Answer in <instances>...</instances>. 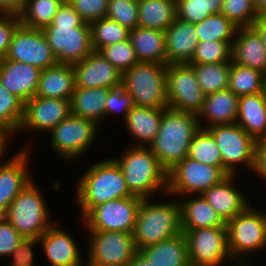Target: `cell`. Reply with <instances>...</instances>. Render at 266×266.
I'll return each instance as SVG.
<instances>
[{"mask_svg":"<svg viewBox=\"0 0 266 266\" xmlns=\"http://www.w3.org/2000/svg\"><path fill=\"white\" fill-rule=\"evenodd\" d=\"M77 202L82 218L93 208L107 201L126 197H138L128 189L119 165L113 159L94 163L79 178Z\"/></svg>","mask_w":266,"mask_h":266,"instance_id":"3957f363","label":"cell"},{"mask_svg":"<svg viewBox=\"0 0 266 266\" xmlns=\"http://www.w3.org/2000/svg\"><path fill=\"white\" fill-rule=\"evenodd\" d=\"M37 243H39V238L23 237L18 248L11 255L13 260L9 266H36L35 264L33 265L34 254L32 246H36Z\"/></svg>","mask_w":266,"mask_h":266,"instance_id":"f907efd6","label":"cell"},{"mask_svg":"<svg viewBox=\"0 0 266 266\" xmlns=\"http://www.w3.org/2000/svg\"><path fill=\"white\" fill-rule=\"evenodd\" d=\"M254 4L258 15L266 14V0H256Z\"/></svg>","mask_w":266,"mask_h":266,"instance_id":"6f0895ef","label":"cell"},{"mask_svg":"<svg viewBox=\"0 0 266 266\" xmlns=\"http://www.w3.org/2000/svg\"><path fill=\"white\" fill-rule=\"evenodd\" d=\"M143 198L126 197L93 207L82 220L89 231H124L132 233Z\"/></svg>","mask_w":266,"mask_h":266,"instance_id":"9a60e30c","label":"cell"},{"mask_svg":"<svg viewBox=\"0 0 266 266\" xmlns=\"http://www.w3.org/2000/svg\"><path fill=\"white\" fill-rule=\"evenodd\" d=\"M224 0H176L177 18L197 24L211 14L221 13Z\"/></svg>","mask_w":266,"mask_h":266,"instance_id":"ab89813d","label":"cell"},{"mask_svg":"<svg viewBox=\"0 0 266 266\" xmlns=\"http://www.w3.org/2000/svg\"><path fill=\"white\" fill-rule=\"evenodd\" d=\"M133 106V98L123 89L122 86L110 89L106 99L104 117L112 112L122 111L124 112V120H126L127 114Z\"/></svg>","mask_w":266,"mask_h":266,"instance_id":"7dc6e473","label":"cell"},{"mask_svg":"<svg viewBox=\"0 0 266 266\" xmlns=\"http://www.w3.org/2000/svg\"><path fill=\"white\" fill-rule=\"evenodd\" d=\"M199 130L197 115L166 108L158 133L148 147L168 172L187 157L189 145Z\"/></svg>","mask_w":266,"mask_h":266,"instance_id":"7a4b0ae2","label":"cell"},{"mask_svg":"<svg viewBox=\"0 0 266 266\" xmlns=\"http://www.w3.org/2000/svg\"><path fill=\"white\" fill-rule=\"evenodd\" d=\"M41 70L35 66L0 58V82L24 103L37 92Z\"/></svg>","mask_w":266,"mask_h":266,"instance_id":"d6986e66","label":"cell"},{"mask_svg":"<svg viewBox=\"0 0 266 266\" xmlns=\"http://www.w3.org/2000/svg\"><path fill=\"white\" fill-rule=\"evenodd\" d=\"M236 123L256 141L266 139V91L239 96Z\"/></svg>","mask_w":266,"mask_h":266,"instance_id":"4316f807","label":"cell"},{"mask_svg":"<svg viewBox=\"0 0 266 266\" xmlns=\"http://www.w3.org/2000/svg\"><path fill=\"white\" fill-rule=\"evenodd\" d=\"M255 173L266 179V139L257 141ZM266 181V180H265Z\"/></svg>","mask_w":266,"mask_h":266,"instance_id":"816d5d0a","label":"cell"},{"mask_svg":"<svg viewBox=\"0 0 266 266\" xmlns=\"http://www.w3.org/2000/svg\"><path fill=\"white\" fill-rule=\"evenodd\" d=\"M126 266H154V265L140 251H138Z\"/></svg>","mask_w":266,"mask_h":266,"instance_id":"11a10c76","label":"cell"},{"mask_svg":"<svg viewBox=\"0 0 266 266\" xmlns=\"http://www.w3.org/2000/svg\"><path fill=\"white\" fill-rule=\"evenodd\" d=\"M238 104L239 97L229 89L206 95L202 109L197 115L200 128L204 125L200 123V118L201 120L205 119L206 123H210L208 126L204 125L202 129L236 123Z\"/></svg>","mask_w":266,"mask_h":266,"instance_id":"d4e9b609","label":"cell"},{"mask_svg":"<svg viewBox=\"0 0 266 266\" xmlns=\"http://www.w3.org/2000/svg\"><path fill=\"white\" fill-rule=\"evenodd\" d=\"M23 236L4 217L0 216V256H11Z\"/></svg>","mask_w":266,"mask_h":266,"instance_id":"c3c4849f","label":"cell"},{"mask_svg":"<svg viewBox=\"0 0 266 266\" xmlns=\"http://www.w3.org/2000/svg\"><path fill=\"white\" fill-rule=\"evenodd\" d=\"M176 18V0H138V26L165 31Z\"/></svg>","mask_w":266,"mask_h":266,"instance_id":"d6a6232c","label":"cell"},{"mask_svg":"<svg viewBox=\"0 0 266 266\" xmlns=\"http://www.w3.org/2000/svg\"><path fill=\"white\" fill-rule=\"evenodd\" d=\"M33 182L17 195L3 216L23 237L39 238L53 223L42 193Z\"/></svg>","mask_w":266,"mask_h":266,"instance_id":"52a82bcc","label":"cell"},{"mask_svg":"<svg viewBox=\"0 0 266 266\" xmlns=\"http://www.w3.org/2000/svg\"><path fill=\"white\" fill-rule=\"evenodd\" d=\"M166 108H149L134 105L128 112L125 124L131 137H136L134 146L147 147L156 137L161 118ZM146 144V145H145Z\"/></svg>","mask_w":266,"mask_h":266,"instance_id":"83f0119b","label":"cell"},{"mask_svg":"<svg viewBox=\"0 0 266 266\" xmlns=\"http://www.w3.org/2000/svg\"><path fill=\"white\" fill-rule=\"evenodd\" d=\"M154 266H191L184 233L139 250Z\"/></svg>","mask_w":266,"mask_h":266,"instance_id":"f546056e","label":"cell"},{"mask_svg":"<svg viewBox=\"0 0 266 266\" xmlns=\"http://www.w3.org/2000/svg\"><path fill=\"white\" fill-rule=\"evenodd\" d=\"M42 31L58 63H77L93 51L90 25L67 0L59 7L51 24Z\"/></svg>","mask_w":266,"mask_h":266,"instance_id":"6da1fadb","label":"cell"},{"mask_svg":"<svg viewBox=\"0 0 266 266\" xmlns=\"http://www.w3.org/2000/svg\"><path fill=\"white\" fill-rule=\"evenodd\" d=\"M8 135H10V133L0 126V157L3 156L4 151L6 150Z\"/></svg>","mask_w":266,"mask_h":266,"instance_id":"9f6ffc18","label":"cell"},{"mask_svg":"<svg viewBox=\"0 0 266 266\" xmlns=\"http://www.w3.org/2000/svg\"><path fill=\"white\" fill-rule=\"evenodd\" d=\"M229 252L234 261L266 247V214L250 205L226 223ZM241 256V257H240ZM236 259V260H235Z\"/></svg>","mask_w":266,"mask_h":266,"instance_id":"30bf717a","label":"cell"},{"mask_svg":"<svg viewBox=\"0 0 266 266\" xmlns=\"http://www.w3.org/2000/svg\"><path fill=\"white\" fill-rule=\"evenodd\" d=\"M4 58L32 65L40 70L58 63L43 31L21 24L14 31Z\"/></svg>","mask_w":266,"mask_h":266,"instance_id":"2e32d148","label":"cell"},{"mask_svg":"<svg viewBox=\"0 0 266 266\" xmlns=\"http://www.w3.org/2000/svg\"><path fill=\"white\" fill-rule=\"evenodd\" d=\"M237 29L238 26L222 13L211 14L202 22L195 24L199 41L233 42Z\"/></svg>","mask_w":266,"mask_h":266,"instance_id":"8d00e7d4","label":"cell"},{"mask_svg":"<svg viewBox=\"0 0 266 266\" xmlns=\"http://www.w3.org/2000/svg\"><path fill=\"white\" fill-rule=\"evenodd\" d=\"M234 176L228 175L202 194L225 223L250 205L247 197L242 195V191L233 187Z\"/></svg>","mask_w":266,"mask_h":266,"instance_id":"603a6c76","label":"cell"},{"mask_svg":"<svg viewBox=\"0 0 266 266\" xmlns=\"http://www.w3.org/2000/svg\"><path fill=\"white\" fill-rule=\"evenodd\" d=\"M109 90L101 87H75L70 99V113L91 119L99 124L100 122L98 121L104 118V109Z\"/></svg>","mask_w":266,"mask_h":266,"instance_id":"1f68e13d","label":"cell"},{"mask_svg":"<svg viewBox=\"0 0 266 266\" xmlns=\"http://www.w3.org/2000/svg\"><path fill=\"white\" fill-rule=\"evenodd\" d=\"M233 42L199 41L188 64L223 63L232 61Z\"/></svg>","mask_w":266,"mask_h":266,"instance_id":"b9f144b4","label":"cell"},{"mask_svg":"<svg viewBox=\"0 0 266 266\" xmlns=\"http://www.w3.org/2000/svg\"><path fill=\"white\" fill-rule=\"evenodd\" d=\"M199 42L195 24L176 18L165 30L167 64L188 63Z\"/></svg>","mask_w":266,"mask_h":266,"instance_id":"cb8c5ba5","label":"cell"},{"mask_svg":"<svg viewBox=\"0 0 266 266\" xmlns=\"http://www.w3.org/2000/svg\"><path fill=\"white\" fill-rule=\"evenodd\" d=\"M143 198L132 237L138 251L182 233L179 201L152 203Z\"/></svg>","mask_w":266,"mask_h":266,"instance_id":"277c9868","label":"cell"},{"mask_svg":"<svg viewBox=\"0 0 266 266\" xmlns=\"http://www.w3.org/2000/svg\"><path fill=\"white\" fill-rule=\"evenodd\" d=\"M98 126L91 119L70 114L50 131L51 146L68 161L78 158L92 146Z\"/></svg>","mask_w":266,"mask_h":266,"instance_id":"5bb4252c","label":"cell"},{"mask_svg":"<svg viewBox=\"0 0 266 266\" xmlns=\"http://www.w3.org/2000/svg\"><path fill=\"white\" fill-rule=\"evenodd\" d=\"M20 24L19 14L0 13V58L6 55L13 33Z\"/></svg>","mask_w":266,"mask_h":266,"instance_id":"681fc988","label":"cell"},{"mask_svg":"<svg viewBox=\"0 0 266 266\" xmlns=\"http://www.w3.org/2000/svg\"><path fill=\"white\" fill-rule=\"evenodd\" d=\"M39 244L51 266H82L77 243L61 228L51 225L39 237Z\"/></svg>","mask_w":266,"mask_h":266,"instance_id":"44dd1931","label":"cell"},{"mask_svg":"<svg viewBox=\"0 0 266 266\" xmlns=\"http://www.w3.org/2000/svg\"><path fill=\"white\" fill-rule=\"evenodd\" d=\"M99 52L122 73L139 62L130 39L105 46Z\"/></svg>","mask_w":266,"mask_h":266,"instance_id":"ee69618b","label":"cell"},{"mask_svg":"<svg viewBox=\"0 0 266 266\" xmlns=\"http://www.w3.org/2000/svg\"><path fill=\"white\" fill-rule=\"evenodd\" d=\"M87 266H126L138 252L132 233L90 231Z\"/></svg>","mask_w":266,"mask_h":266,"instance_id":"4fadbf2b","label":"cell"},{"mask_svg":"<svg viewBox=\"0 0 266 266\" xmlns=\"http://www.w3.org/2000/svg\"><path fill=\"white\" fill-rule=\"evenodd\" d=\"M75 87L73 64L57 63L41 70L35 96L70 100Z\"/></svg>","mask_w":266,"mask_h":266,"instance_id":"484cf974","label":"cell"},{"mask_svg":"<svg viewBox=\"0 0 266 266\" xmlns=\"http://www.w3.org/2000/svg\"><path fill=\"white\" fill-rule=\"evenodd\" d=\"M166 66L154 62H138L122 73V87L131 95L134 105L168 108Z\"/></svg>","mask_w":266,"mask_h":266,"instance_id":"8992f818","label":"cell"},{"mask_svg":"<svg viewBox=\"0 0 266 266\" xmlns=\"http://www.w3.org/2000/svg\"><path fill=\"white\" fill-rule=\"evenodd\" d=\"M73 9L90 24L95 20L106 18L109 0H67Z\"/></svg>","mask_w":266,"mask_h":266,"instance_id":"bcb514c9","label":"cell"},{"mask_svg":"<svg viewBox=\"0 0 266 266\" xmlns=\"http://www.w3.org/2000/svg\"><path fill=\"white\" fill-rule=\"evenodd\" d=\"M70 100L34 96L24 103L20 130L50 132L70 115Z\"/></svg>","mask_w":266,"mask_h":266,"instance_id":"e0dca14e","label":"cell"},{"mask_svg":"<svg viewBox=\"0 0 266 266\" xmlns=\"http://www.w3.org/2000/svg\"><path fill=\"white\" fill-rule=\"evenodd\" d=\"M27 149H20L12 159L0 164V216L7 212L12 201L32 181L27 173Z\"/></svg>","mask_w":266,"mask_h":266,"instance_id":"ffe728a7","label":"cell"},{"mask_svg":"<svg viewBox=\"0 0 266 266\" xmlns=\"http://www.w3.org/2000/svg\"><path fill=\"white\" fill-rule=\"evenodd\" d=\"M129 39L139 62L167 64L165 31L137 26Z\"/></svg>","mask_w":266,"mask_h":266,"instance_id":"f1b7e54d","label":"cell"},{"mask_svg":"<svg viewBox=\"0 0 266 266\" xmlns=\"http://www.w3.org/2000/svg\"><path fill=\"white\" fill-rule=\"evenodd\" d=\"M179 204L182 230L227 227L226 223L202 195L197 198L182 200Z\"/></svg>","mask_w":266,"mask_h":266,"instance_id":"4dcf8cb0","label":"cell"},{"mask_svg":"<svg viewBox=\"0 0 266 266\" xmlns=\"http://www.w3.org/2000/svg\"><path fill=\"white\" fill-rule=\"evenodd\" d=\"M191 266H221L233 260L228 247L227 227L182 230ZM229 258V259H228Z\"/></svg>","mask_w":266,"mask_h":266,"instance_id":"7c38bea8","label":"cell"},{"mask_svg":"<svg viewBox=\"0 0 266 266\" xmlns=\"http://www.w3.org/2000/svg\"><path fill=\"white\" fill-rule=\"evenodd\" d=\"M106 18L132 30L138 26V0H109Z\"/></svg>","mask_w":266,"mask_h":266,"instance_id":"f6af8a7d","label":"cell"},{"mask_svg":"<svg viewBox=\"0 0 266 266\" xmlns=\"http://www.w3.org/2000/svg\"><path fill=\"white\" fill-rule=\"evenodd\" d=\"M24 115V102L11 94L0 82V126L10 134L19 131Z\"/></svg>","mask_w":266,"mask_h":266,"instance_id":"60d3db41","label":"cell"},{"mask_svg":"<svg viewBox=\"0 0 266 266\" xmlns=\"http://www.w3.org/2000/svg\"><path fill=\"white\" fill-rule=\"evenodd\" d=\"M228 89L242 96L266 91V75L256 69L231 61Z\"/></svg>","mask_w":266,"mask_h":266,"instance_id":"836d02e7","label":"cell"},{"mask_svg":"<svg viewBox=\"0 0 266 266\" xmlns=\"http://www.w3.org/2000/svg\"><path fill=\"white\" fill-rule=\"evenodd\" d=\"M76 87L108 88L122 86V72L107 61L99 51H92L73 64Z\"/></svg>","mask_w":266,"mask_h":266,"instance_id":"ac0fdd59","label":"cell"},{"mask_svg":"<svg viewBox=\"0 0 266 266\" xmlns=\"http://www.w3.org/2000/svg\"><path fill=\"white\" fill-rule=\"evenodd\" d=\"M228 175L223 168L202 164L185 157L167 172L166 193L174 194L175 196L184 195L183 197L192 196V193L202 195Z\"/></svg>","mask_w":266,"mask_h":266,"instance_id":"ba28073f","label":"cell"},{"mask_svg":"<svg viewBox=\"0 0 266 266\" xmlns=\"http://www.w3.org/2000/svg\"><path fill=\"white\" fill-rule=\"evenodd\" d=\"M166 88L168 108L195 115L201 111L206 95L190 64H167Z\"/></svg>","mask_w":266,"mask_h":266,"instance_id":"8fae6325","label":"cell"},{"mask_svg":"<svg viewBox=\"0 0 266 266\" xmlns=\"http://www.w3.org/2000/svg\"><path fill=\"white\" fill-rule=\"evenodd\" d=\"M65 0H26L19 13L21 25L31 29H43L51 24L53 17Z\"/></svg>","mask_w":266,"mask_h":266,"instance_id":"e575fe53","label":"cell"},{"mask_svg":"<svg viewBox=\"0 0 266 266\" xmlns=\"http://www.w3.org/2000/svg\"><path fill=\"white\" fill-rule=\"evenodd\" d=\"M187 157L202 164L222 168V154L214 137L206 130H200L194 135L188 149Z\"/></svg>","mask_w":266,"mask_h":266,"instance_id":"f35d334b","label":"cell"},{"mask_svg":"<svg viewBox=\"0 0 266 266\" xmlns=\"http://www.w3.org/2000/svg\"><path fill=\"white\" fill-rule=\"evenodd\" d=\"M93 51L129 39L130 30L108 18L95 20L90 24Z\"/></svg>","mask_w":266,"mask_h":266,"instance_id":"74e56055","label":"cell"},{"mask_svg":"<svg viewBox=\"0 0 266 266\" xmlns=\"http://www.w3.org/2000/svg\"><path fill=\"white\" fill-rule=\"evenodd\" d=\"M122 157L113 158L123 172L130 192L150 198L160 189L167 191V171L147 146H130Z\"/></svg>","mask_w":266,"mask_h":266,"instance_id":"5b68a950","label":"cell"},{"mask_svg":"<svg viewBox=\"0 0 266 266\" xmlns=\"http://www.w3.org/2000/svg\"><path fill=\"white\" fill-rule=\"evenodd\" d=\"M242 260L243 259H241V260H237L236 262L238 263L237 265L235 264V266H250V265H248L244 260H243V262H242ZM239 261H241V262H239ZM242 263V264H241Z\"/></svg>","mask_w":266,"mask_h":266,"instance_id":"680465c9","label":"cell"},{"mask_svg":"<svg viewBox=\"0 0 266 266\" xmlns=\"http://www.w3.org/2000/svg\"><path fill=\"white\" fill-rule=\"evenodd\" d=\"M206 130L214 137L221 150L222 168L229 175L236 174L237 164L255 170L257 141L237 123L207 127Z\"/></svg>","mask_w":266,"mask_h":266,"instance_id":"9c48e42d","label":"cell"},{"mask_svg":"<svg viewBox=\"0 0 266 266\" xmlns=\"http://www.w3.org/2000/svg\"><path fill=\"white\" fill-rule=\"evenodd\" d=\"M26 0H0V13L19 14Z\"/></svg>","mask_w":266,"mask_h":266,"instance_id":"f5cc1de1","label":"cell"},{"mask_svg":"<svg viewBox=\"0 0 266 266\" xmlns=\"http://www.w3.org/2000/svg\"><path fill=\"white\" fill-rule=\"evenodd\" d=\"M236 35L232 44V62L266 75V47L260 34L251 26L238 27Z\"/></svg>","mask_w":266,"mask_h":266,"instance_id":"7402d4cb","label":"cell"},{"mask_svg":"<svg viewBox=\"0 0 266 266\" xmlns=\"http://www.w3.org/2000/svg\"><path fill=\"white\" fill-rule=\"evenodd\" d=\"M205 95L228 89L231 62L190 64Z\"/></svg>","mask_w":266,"mask_h":266,"instance_id":"d590c367","label":"cell"},{"mask_svg":"<svg viewBox=\"0 0 266 266\" xmlns=\"http://www.w3.org/2000/svg\"><path fill=\"white\" fill-rule=\"evenodd\" d=\"M253 27L260 34L263 44L266 47V14H260L254 21Z\"/></svg>","mask_w":266,"mask_h":266,"instance_id":"db71d44e","label":"cell"},{"mask_svg":"<svg viewBox=\"0 0 266 266\" xmlns=\"http://www.w3.org/2000/svg\"><path fill=\"white\" fill-rule=\"evenodd\" d=\"M221 13L238 27H251L258 17L253 0H224Z\"/></svg>","mask_w":266,"mask_h":266,"instance_id":"7bdbcfd3","label":"cell"}]
</instances>
